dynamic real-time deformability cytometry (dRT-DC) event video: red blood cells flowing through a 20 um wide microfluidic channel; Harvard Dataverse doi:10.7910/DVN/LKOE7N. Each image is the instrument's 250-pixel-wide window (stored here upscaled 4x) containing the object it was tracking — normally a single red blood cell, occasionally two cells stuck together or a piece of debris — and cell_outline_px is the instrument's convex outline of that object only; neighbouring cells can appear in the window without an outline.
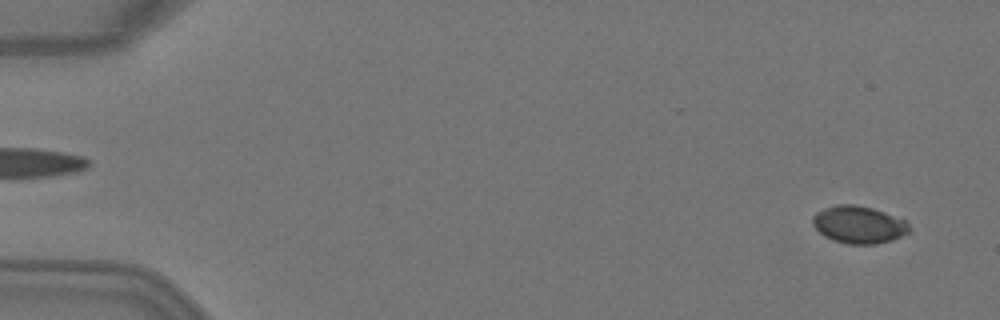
{"species": "Egyptian fruit bat (a non-hibernating species)", "species_latin": "Rousettus aegyptiacus", "temperature_condition": "warm", "stored_images_in_passage": 2, "camera_frame_rate_fps": 3000, "um_per_image_px": 0.085, "animal": {"sex": "female"}, "frame": {"image": 1, "passage_image": 1, "time_ms": 0.0, "image_size_px": [1000, 320], "cell_outline_px": [[912, 232], [892, 240], [876, 244], [848, 244], [832, 240], [824, 236], [812, 224], [812, 216], [816, 212], [824, 208], [836, 204], [856, 204], [872, 208], [884, 212], [904, 220], [912, 228]], "centroid_in_image_um": [73.0, 19.1], "position_along_channel_um": 12.0, "area_um2": 21.27}}